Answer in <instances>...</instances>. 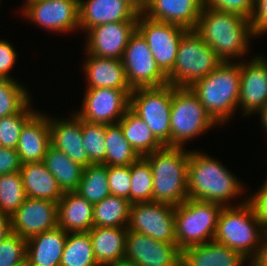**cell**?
I'll list each match as a JSON object with an SVG mask.
<instances>
[{
    "label": "cell",
    "instance_id": "1",
    "mask_svg": "<svg viewBox=\"0 0 267 266\" xmlns=\"http://www.w3.org/2000/svg\"><path fill=\"white\" fill-rule=\"evenodd\" d=\"M193 31L222 62H234L236 58L243 61L249 51L250 39L254 37L249 19L206 6H203Z\"/></svg>",
    "mask_w": 267,
    "mask_h": 266
},
{
    "label": "cell",
    "instance_id": "2",
    "mask_svg": "<svg viewBox=\"0 0 267 266\" xmlns=\"http://www.w3.org/2000/svg\"><path fill=\"white\" fill-rule=\"evenodd\" d=\"M245 186L225 165L213 157L191 150L188 163V197L192 200L212 202L223 207L232 206ZM229 203V204H228Z\"/></svg>",
    "mask_w": 267,
    "mask_h": 266
},
{
    "label": "cell",
    "instance_id": "3",
    "mask_svg": "<svg viewBox=\"0 0 267 266\" xmlns=\"http://www.w3.org/2000/svg\"><path fill=\"white\" fill-rule=\"evenodd\" d=\"M243 201L223 207L214 241L227 245L247 260H253L267 243V230L258 219L252 203L246 198Z\"/></svg>",
    "mask_w": 267,
    "mask_h": 266
},
{
    "label": "cell",
    "instance_id": "4",
    "mask_svg": "<svg viewBox=\"0 0 267 266\" xmlns=\"http://www.w3.org/2000/svg\"><path fill=\"white\" fill-rule=\"evenodd\" d=\"M221 62L208 76L189 88L217 125H224L235 114L240 94V62Z\"/></svg>",
    "mask_w": 267,
    "mask_h": 266
},
{
    "label": "cell",
    "instance_id": "5",
    "mask_svg": "<svg viewBox=\"0 0 267 266\" xmlns=\"http://www.w3.org/2000/svg\"><path fill=\"white\" fill-rule=\"evenodd\" d=\"M190 150L163 146L144 156L152 168V201L178 206L188 197V163Z\"/></svg>",
    "mask_w": 267,
    "mask_h": 266
},
{
    "label": "cell",
    "instance_id": "6",
    "mask_svg": "<svg viewBox=\"0 0 267 266\" xmlns=\"http://www.w3.org/2000/svg\"><path fill=\"white\" fill-rule=\"evenodd\" d=\"M223 206L188 198L175 206V237L179 249L214 240Z\"/></svg>",
    "mask_w": 267,
    "mask_h": 266
},
{
    "label": "cell",
    "instance_id": "7",
    "mask_svg": "<svg viewBox=\"0 0 267 266\" xmlns=\"http://www.w3.org/2000/svg\"><path fill=\"white\" fill-rule=\"evenodd\" d=\"M221 62L208 44L193 30H188L180 40L174 67L167 74L168 84L190 87L208 76Z\"/></svg>",
    "mask_w": 267,
    "mask_h": 266
},
{
    "label": "cell",
    "instance_id": "8",
    "mask_svg": "<svg viewBox=\"0 0 267 266\" xmlns=\"http://www.w3.org/2000/svg\"><path fill=\"white\" fill-rule=\"evenodd\" d=\"M217 125L189 87L172 86L171 146L185 147L192 140Z\"/></svg>",
    "mask_w": 267,
    "mask_h": 266
},
{
    "label": "cell",
    "instance_id": "9",
    "mask_svg": "<svg viewBox=\"0 0 267 266\" xmlns=\"http://www.w3.org/2000/svg\"><path fill=\"white\" fill-rule=\"evenodd\" d=\"M172 85L134 89L130 94V109L150 128L163 146H171Z\"/></svg>",
    "mask_w": 267,
    "mask_h": 266
},
{
    "label": "cell",
    "instance_id": "10",
    "mask_svg": "<svg viewBox=\"0 0 267 266\" xmlns=\"http://www.w3.org/2000/svg\"><path fill=\"white\" fill-rule=\"evenodd\" d=\"M122 63L132 90L168 84L167 75L159 68L146 40L137 30L124 50Z\"/></svg>",
    "mask_w": 267,
    "mask_h": 266
},
{
    "label": "cell",
    "instance_id": "11",
    "mask_svg": "<svg viewBox=\"0 0 267 266\" xmlns=\"http://www.w3.org/2000/svg\"><path fill=\"white\" fill-rule=\"evenodd\" d=\"M137 31L146 40L159 68L167 75L174 67L180 40L188 30L176 24L151 19L140 12Z\"/></svg>",
    "mask_w": 267,
    "mask_h": 266
},
{
    "label": "cell",
    "instance_id": "12",
    "mask_svg": "<svg viewBox=\"0 0 267 266\" xmlns=\"http://www.w3.org/2000/svg\"><path fill=\"white\" fill-rule=\"evenodd\" d=\"M174 211V206L155 201L133 203L127 229L157 241L176 243Z\"/></svg>",
    "mask_w": 267,
    "mask_h": 266
},
{
    "label": "cell",
    "instance_id": "13",
    "mask_svg": "<svg viewBox=\"0 0 267 266\" xmlns=\"http://www.w3.org/2000/svg\"><path fill=\"white\" fill-rule=\"evenodd\" d=\"M133 90L114 88L86 89L81 111L75 112L83 121L116 124L130 107Z\"/></svg>",
    "mask_w": 267,
    "mask_h": 266
},
{
    "label": "cell",
    "instance_id": "14",
    "mask_svg": "<svg viewBox=\"0 0 267 266\" xmlns=\"http://www.w3.org/2000/svg\"><path fill=\"white\" fill-rule=\"evenodd\" d=\"M22 15L47 31L67 33L79 29V0H37L22 7Z\"/></svg>",
    "mask_w": 267,
    "mask_h": 266
},
{
    "label": "cell",
    "instance_id": "15",
    "mask_svg": "<svg viewBox=\"0 0 267 266\" xmlns=\"http://www.w3.org/2000/svg\"><path fill=\"white\" fill-rule=\"evenodd\" d=\"M125 259L137 266H181V250L134 231H127Z\"/></svg>",
    "mask_w": 267,
    "mask_h": 266
},
{
    "label": "cell",
    "instance_id": "16",
    "mask_svg": "<svg viewBox=\"0 0 267 266\" xmlns=\"http://www.w3.org/2000/svg\"><path fill=\"white\" fill-rule=\"evenodd\" d=\"M136 30L137 21H121L94 26L86 32V53L122 60L130 37Z\"/></svg>",
    "mask_w": 267,
    "mask_h": 266
},
{
    "label": "cell",
    "instance_id": "17",
    "mask_svg": "<svg viewBox=\"0 0 267 266\" xmlns=\"http://www.w3.org/2000/svg\"><path fill=\"white\" fill-rule=\"evenodd\" d=\"M10 218L12 233L29 239L58 226V203L27 197Z\"/></svg>",
    "mask_w": 267,
    "mask_h": 266
},
{
    "label": "cell",
    "instance_id": "18",
    "mask_svg": "<svg viewBox=\"0 0 267 266\" xmlns=\"http://www.w3.org/2000/svg\"><path fill=\"white\" fill-rule=\"evenodd\" d=\"M254 56L251 61H240V94L238 107L246 115H255L267 103V59Z\"/></svg>",
    "mask_w": 267,
    "mask_h": 266
},
{
    "label": "cell",
    "instance_id": "19",
    "mask_svg": "<svg viewBox=\"0 0 267 266\" xmlns=\"http://www.w3.org/2000/svg\"><path fill=\"white\" fill-rule=\"evenodd\" d=\"M140 12L127 0H79V30L100 24L137 21Z\"/></svg>",
    "mask_w": 267,
    "mask_h": 266
},
{
    "label": "cell",
    "instance_id": "20",
    "mask_svg": "<svg viewBox=\"0 0 267 266\" xmlns=\"http://www.w3.org/2000/svg\"><path fill=\"white\" fill-rule=\"evenodd\" d=\"M49 125L51 146L84 168L93 164L83 147L82 119L75 112L69 119H52L49 116Z\"/></svg>",
    "mask_w": 267,
    "mask_h": 266
},
{
    "label": "cell",
    "instance_id": "21",
    "mask_svg": "<svg viewBox=\"0 0 267 266\" xmlns=\"http://www.w3.org/2000/svg\"><path fill=\"white\" fill-rule=\"evenodd\" d=\"M203 6V0H146L142 13L151 19L193 30Z\"/></svg>",
    "mask_w": 267,
    "mask_h": 266
},
{
    "label": "cell",
    "instance_id": "22",
    "mask_svg": "<svg viewBox=\"0 0 267 266\" xmlns=\"http://www.w3.org/2000/svg\"><path fill=\"white\" fill-rule=\"evenodd\" d=\"M50 145L49 117L38 111L20 132L16 151L21 163L43 162Z\"/></svg>",
    "mask_w": 267,
    "mask_h": 266
},
{
    "label": "cell",
    "instance_id": "23",
    "mask_svg": "<svg viewBox=\"0 0 267 266\" xmlns=\"http://www.w3.org/2000/svg\"><path fill=\"white\" fill-rule=\"evenodd\" d=\"M67 234L57 226L27 239L26 266H60Z\"/></svg>",
    "mask_w": 267,
    "mask_h": 266
},
{
    "label": "cell",
    "instance_id": "24",
    "mask_svg": "<svg viewBox=\"0 0 267 266\" xmlns=\"http://www.w3.org/2000/svg\"><path fill=\"white\" fill-rule=\"evenodd\" d=\"M83 64L87 89L114 88L132 90L128 84L122 60L89 55Z\"/></svg>",
    "mask_w": 267,
    "mask_h": 266
},
{
    "label": "cell",
    "instance_id": "25",
    "mask_svg": "<svg viewBox=\"0 0 267 266\" xmlns=\"http://www.w3.org/2000/svg\"><path fill=\"white\" fill-rule=\"evenodd\" d=\"M247 261L237 251L214 240L181 251V266H244Z\"/></svg>",
    "mask_w": 267,
    "mask_h": 266
},
{
    "label": "cell",
    "instance_id": "26",
    "mask_svg": "<svg viewBox=\"0 0 267 266\" xmlns=\"http://www.w3.org/2000/svg\"><path fill=\"white\" fill-rule=\"evenodd\" d=\"M94 205L75 191L58 201V226L67 233L88 232L93 227Z\"/></svg>",
    "mask_w": 267,
    "mask_h": 266
},
{
    "label": "cell",
    "instance_id": "27",
    "mask_svg": "<svg viewBox=\"0 0 267 266\" xmlns=\"http://www.w3.org/2000/svg\"><path fill=\"white\" fill-rule=\"evenodd\" d=\"M26 197L57 202L64 191L43 162H28L19 171Z\"/></svg>",
    "mask_w": 267,
    "mask_h": 266
},
{
    "label": "cell",
    "instance_id": "28",
    "mask_svg": "<svg viewBox=\"0 0 267 266\" xmlns=\"http://www.w3.org/2000/svg\"><path fill=\"white\" fill-rule=\"evenodd\" d=\"M127 231V228L118 227H92L88 231L93 254L99 266L124 258Z\"/></svg>",
    "mask_w": 267,
    "mask_h": 266
},
{
    "label": "cell",
    "instance_id": "29",
    "mask_svg": "<svg viewBox=\"0 0 267 266\" xmlns=\"http://www.w3.org/2000/svg\"><path fill=\"white\" fill-rule=\"evenodd\" d=\"M118 124L122 128L124 137L140 157L151 154L163 147L145 122L130 108Z\"/></svg>",
    "mask_w": 267,
    "mask_h": 266
},
{
    "label": "cell",
    "instance_id": "30",
    "mask_svg": "<svg viewBox=\"0 0 267 266\" xmlns=\"http://www.w3.org/2000/svg\"><path fill=\"white\" fill-rule=\"evenodd\" d=\"M43 163L64 192L77 189L82 178L83 166L72 161L66 154L51 145L47 148Z\"/></svg>",
    "mask_w": 267,
    "mask_h": 266
},
{
    "label": "cell",
    "instance_id": "31",
    "mask_svg": "<svg viewBox=\"0 0 267 266\" xmlns=\"http://www.w3.org/2000/svg\"><path fill=\"white\" fill-rule=\"evenodd\" d=\"M131 203L128 199L109 195L93 208V227L127 228Z\"/></svg>",
    "mask_w": 267,
    "mask_h": 266
},
{
    "label": "cell",
    "instance_id": "32",
    "mask_svg": "<svg viewBox=\"0 0 267 266\" xmlns=\"http://www.w3.org/2000/svg\"><path fill=\"white\" fill-rule=\"evenodd\" d=\"M105 138V165L126 166L131 165L140 158L138 153L124 137L122 128L118 123L106 124Z\"/></svg>",
    "mask_w": 267,
    "mask_h": 266
},
{
    "label": "cell",
    "instance_id": "33",
    "mask_svg": "<svg viewBox=\"0 0 267 266\" xmlns=\"http://www.w3.org/2000/svg\"><path fill=\"white\" fill-rule=\"evenodd\" d=\"M75 192L93 205L111 195L108 183V166L90 164L85 167Z\"/></svg>",
    "mask_w": 267,
    "mask_h": 266
},
{
    "label": "cell",
    "instance_id": "34",
    "mask_svg": "<svg viewBox=\"0 0 267 266\" xmlns=\"http://www.w3.org/2000/svg\"><path fill=\"white\" fill-rule=\"evenodd\" d=\"M60 266H99L89 232L67 234Z\"/></svg>",
    "mask_w": 267,
    "mask_h": 266
},
{
    "label": "cell",
    "instance_id": "35",
    "mask_svg": "<svg viewBox=\"0 0 267 266\" xmlns=\"http://www.w3.org/2000/svg\"><path fill=\"white\" fill-rule=\"evenodd\" d=\"M26 198L20 172L0 175V212L11 217Z\"/></svg>",
    "mask_w": 267,
    "mask_h": 266
},
{
    "label": "cell",
    "instance_id": "36",
    "mask_svg": "<svg viewBox=\"0 0 267 266\" xmlns=\"http://www.w3.org/2000/svg\"><path fill=\"white\" fill-rule=\"evenodd\" d=\"M152 192V168L144 157H140L131 164L130 203L150 202Z\"/></svg>",
    "mask_w": 267,
    "mask_h": 266
},
{
    "label": "cell",
    "instance_id": "37",
    "mask_svg": "<svg viewBox=\"0 0 267 266\" xmlns=\"http://www.w3.org/2000/svg\"><path fill=\"white\" fill-rule=\"evenodd\" d=\"M29 94L16 79L0 78V118L20 112L32 101Z\"/></svg>",
    "mask_w": 267,
    "mask_h": 266
},
{
    "label": "cell",
    "instance_id": "38",
    "mask_svg": "<svg viewBox=\"0 0 267 266\" xmlns=\"http://www.w3.org/2000/svg\"><path fill=\"white\" fill-rule=\"evenodd\" d=\"M31 101L18 113L0 118V146L16 149L24 125L38 112Z\"/></svg>",
    "mask_w": 267,
    "mask_h": 266
},
{
    "label": "cell",
    "instance_id": "39",
    "mask_svg": "<svg viewBox=\"0 0 267 266\" xmlns=\"http://www.w3.org/2000/svg\"><path fill=\"white\" fill-rule=\"evenodd\" d=\"M106 124L90 123L82 120V140L89 160L93 164H105Z\"/></svg>",
    "mask_w": 267,
    "mask_h": 266
},
{
    "label": "cell",
    "instance_id": "40",
    "mask_svg": "<svg viewBox=\"0 0 267 266\" xmlns=\"http://www.w3.org/2000/svg\"><path fill=\"white\" fill-rule=\"evenodd\" d=\"M27 239L11 233L0 242V266H26Z\"/></svg>",
    "mask_w": 267,
    "mask_h": 266
},
{
    "label": "cell",
    "instance_id": "41",
    "mask_svg": "<svg viewBox=\"0 0 267 266\" xmlns=\"http://www.w3.org/2000/svg\"><path fill=\"white\" fill-rule=\"evenodd\" d=\"M108 183L111 195L126 198L130 202L131 165L108 166Z\"/></svg>",
    "mask_w": 267,
    "mask_h": 266
},
{
    "label": "cell",
    "instance_id": "42",
    "mask_svg": "<svg viewBox=\"0 0 267 266\" xmlns=\"http://www.w3.org/2000/svg\"><path fill=\"white\" fill-rule=\"evenodd\" d=\"M203 4L219 11L239 14L250 20L254 11L255 0H203Z\"/></svg>",
    "mask_w": 267,
    "mask_h": 266
},
{
    "label": "cell",
    "instance_id": "43",
    "mask_svg": "<svg viewBox=\"0 0 267 266\" xmlns=\"http://www.w3.org/2000/svg\"><path fill=\"white\" fill-rule=\"evenodd\" d=\"M16 60L17 53L12 43L0 39V78L14 80L9 72L14 67Z\"/></svg>",
    "mask_w": 267,
    "mask_h": 266
},
{
    "label": "cell",
    "instance_id": "44",
    "mask_svg": "<svg viewBox=\"0 0 267 266\" xmlns=\"http://www.w3.org/2000/svg\"><path fill=\"white\" fill-rule=\"evenodd\" d=\"M254 37L267 33V0H255V7L250 18Z\"/></svg>",
    "mask_w": 267,
    "mask_h": 266
},
{
    "label": "cell",
    "instance_id": "45",
    "mask_svg": "<svg viewBox=\"0 0 267 266\" xmlns=\"http://www.w3.org/2000/svg\"><path fill=\"white\" fill-rule=\"evenodd\" d=\"M21 160L16 149L0 146V175L19 172Z\"/></svg>",
    "mask_w": 267,
    "mask_h": 266
},
{
    "label": "cell",
    "instance_id": "46",
    "mask_svg": "<svg viewBox=\"0 0 267 266\" xmlns=\"http://www.w3.org/2000/svg\"><path fill=\"white\" fill-rule=\"evenodd\" d=\"M254 193L253 196L250 195L247 198L254 206L258 219L267 230V179L263 183V186Z\"/></svg>",
    "mask_w": 267,
    "mask_h": 266
},
{
    "label": "cell",
    "instance_id": "47",
    "mask_svg": "<svg viewBox=\"0 0 267 266\" xmlns=\"http://www.w3.org/2000/svg\"><path fill=\"white\" fill-rule=\"evenodd\" d=\"M12 233L10 216L0 212V242Z\"/></svg>",
    "mask_w": 267,
    "mask_h": 266
},
{
    "label": "cell",
    "instance_id": "48",
    "mask_svg": "<svg viewBox=\"0 0 267 266\" xmlns=\"http://www.w3.org/2000/svg\"><path fill=\"white\" fill-rule=\"evenodd\" d=\"M248 264H250L248 266H267V243L258 256L255 259L250 260V263Z\"/></svg>",
    "mask_w": 267,
    "mask_h": 266
},
{
    "label": "cell",
    "instance_id": "49",
    "mask_svg": "<svg viewBox=\"0 0 267 266\" xmlns=\"http://www.w3.org/2000/svg\"><path fill=\"white\" fill-rule=\"evenodd\" d=\"M258 115L261 117L260 122L262 123L261 128L263 127L265 132L267 131V103L262 107L258 112Z\"/></svg>",
    "mask_w": 267,
    "mask_h": 266
},
{
    "label": "cell",
    "instance_id": "50",
    "mask_svg": "<svg viewBox=\"0 0 267 266\" xmlns=\"http://www.w3.org/2000/svg\"><path fill=\"white\" fill-rule=\"evenodd\" d=\"M104 266H137L135 263L123 258L120 260H117L115 262H111L109 264H106Z\"/></svg>",
    "mask_w": 267,
    "mask_h": 266
},
{
    "label": "cell",
    "instance_id": "51",
    "mask_svg": "<svg viewBox=\"0 0 267 266\" xmlns=\"http://www.w3.org/2000/svg\"><path fill=\"white\" fill-rule=\"evenodd\" d=\"M130 2L139 12L143 11L145 0H127Z\"/></svg>",
    "mask_w": 267,
    "mask_h": 266
},
{
    "label": "cell",
    "instance_id": "52",
    "mask_svg": "<svg viewBox=\"0 0 267 266\" xmlns=\"http://www.w3.org/2000/svg\"><path fill=\"white\" fill-rule=\"evenodd\" d=\"M30 1H35V0H25L26 3L24 2V5L27 4Z\"/></svg>",
    "mask_w": 267,
    "mask_h": 266
}]
</instances>
